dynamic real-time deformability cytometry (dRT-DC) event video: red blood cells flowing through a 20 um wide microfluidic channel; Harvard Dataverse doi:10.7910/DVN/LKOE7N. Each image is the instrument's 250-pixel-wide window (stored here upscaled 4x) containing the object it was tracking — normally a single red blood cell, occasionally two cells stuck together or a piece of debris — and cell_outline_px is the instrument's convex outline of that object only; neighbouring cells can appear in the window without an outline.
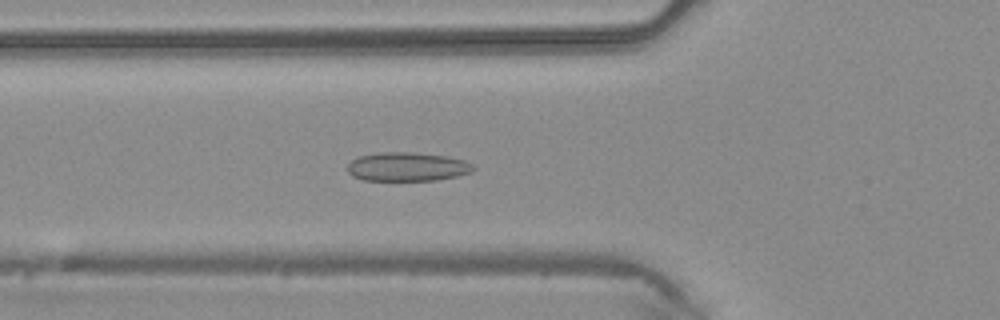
{"species": "common noctule bat (a hibernating species)", "species_latin": "Nyctalus noctula", "temperature_condition": "warm", "stored_images_in_passage": 44, "camera_frame_rate_fps": 3000, "um_per_image_px": 0.085, "animal": {"sex": "male", "body_mass_g": 20.4}, "frame": {"image": 1, "passage_image": 16, "time_ms": 5.0, "image_size_px": [1000, 320], "cell_outline_px": [[476, 168], [472, 172], [456, 176], [436, 180], [364, 180], [352, 176], [348, 172], [348, 164], [352, 160], [360, 156], [384, 152], [412, 152], [448, 156], [464, 160], [472, 164]], "centroid_in_image_um": [34.64, 14.17], "position_along_channel_um": 91.2, "area_um2": 21.1}}
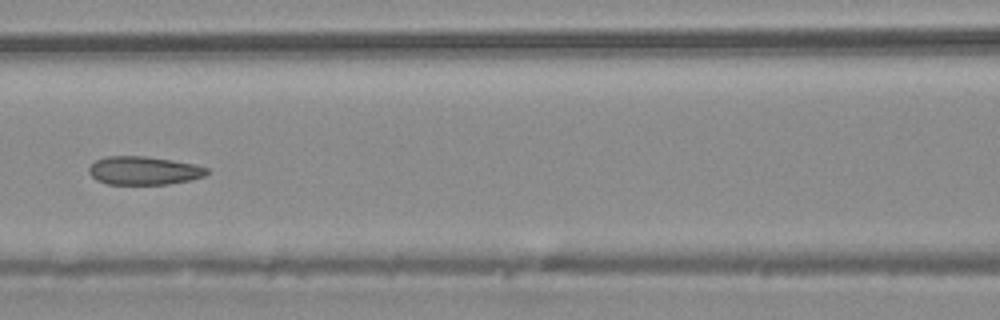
{"frame": {"image": 2, "passage_image": 20, "time_ms": 6.333, "image_size_px": [1000, 320], "cell_outline_px": [[208, 172], [204, 176], [192, 180], [168, 184], [108, 184], [96, 180], [88, 172], [88, 168], [96, 160], [108, 156], [144, 156], [172, 160], [196, 164], [208, 168]], "centroid_in_image_um": [12.24, 14.5], "position_along_channel_um": 154.4, "area_um2": 19.54}}
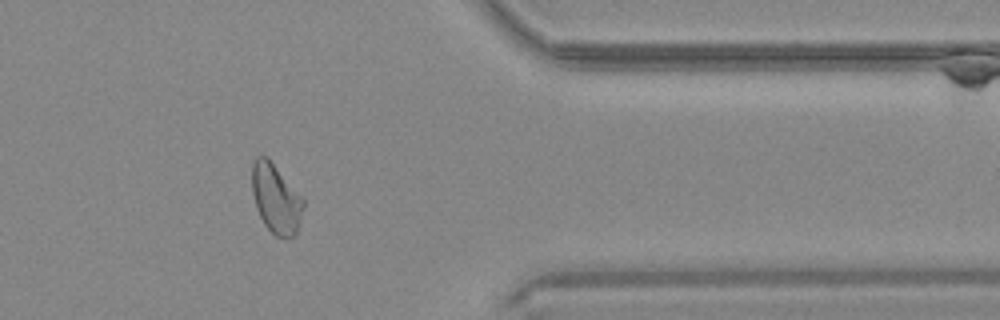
{"frame": {"image": 3, "passage_image": 36, "time_ms": 11.667, "image_size_px": [1000, 320], "cell_outline_px": [[304, 204], [300, 224], [296, 236], [276, 236], [264, 224], [256, 208], [252, 192], [252, 164], [256, 156], [268, 156], [304, 200]], "centroid_in_image_um": [23.45, 16.86], "position_along_channel_um": 388.0, "area_um2": 20.69}}